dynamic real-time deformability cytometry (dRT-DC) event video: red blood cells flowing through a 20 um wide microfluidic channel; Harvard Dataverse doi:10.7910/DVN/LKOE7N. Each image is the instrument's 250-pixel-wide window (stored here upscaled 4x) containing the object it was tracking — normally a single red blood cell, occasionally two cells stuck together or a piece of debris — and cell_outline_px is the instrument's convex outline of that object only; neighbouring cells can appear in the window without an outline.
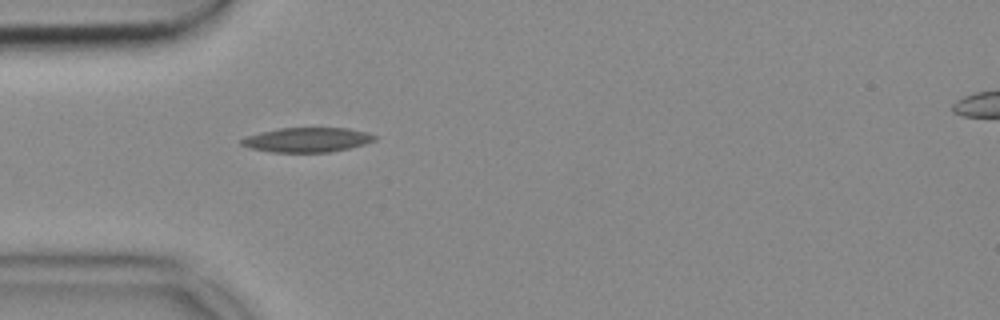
{"species": "common noctule bat (a hibernating species)", "species_latin": "Nyctalus noctula", "temperature_condition": "cold", "stored_images_in_passage": 7, "camera_frame_rate_fps": 3000, "um_per_image_px": 0.085, "animal": {"sex": "female", "body_mass_g": 18.4}, "frame": {"image": 1, "passage_image": 1, "time_ms": 0.0, "image_size_px": [1000, 320], "cell_outline_px": [[376, 140], [364, 144], [348, 148], [328, 152], [272, 152], [248, 148], [240, 144], [240, 140], [244, 136], [260, 132], [280, 128], [348, 128], [368, 132], [376, 136]], "centroid_in_image_um": [26.07, 11.88], "position_along_channel_um": 58.9, "area_um2": 19.13}}